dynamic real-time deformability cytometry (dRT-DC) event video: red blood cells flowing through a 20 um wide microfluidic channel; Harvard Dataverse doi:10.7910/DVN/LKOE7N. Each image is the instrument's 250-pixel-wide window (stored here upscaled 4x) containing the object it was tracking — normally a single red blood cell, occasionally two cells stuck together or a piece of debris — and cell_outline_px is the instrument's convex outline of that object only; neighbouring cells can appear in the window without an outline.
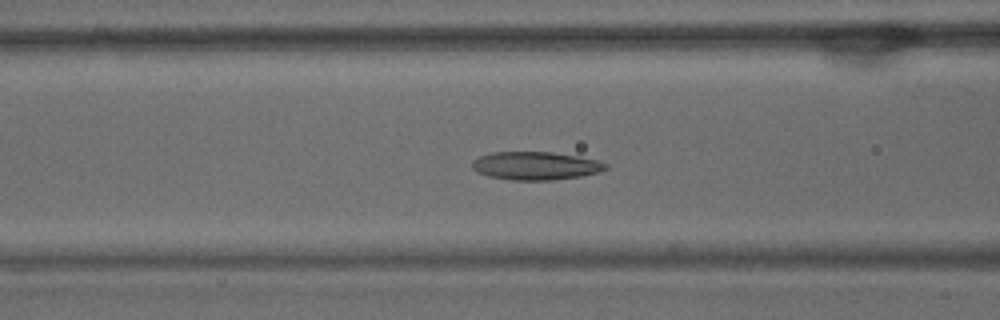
{"species": "common noctule bat (a hibernating species)", "species_latin": "Nyctalus noctula", "temperature_condition": "warm", "stored_images_in_passage": 39, "camera_frame_rate_fps": 3000, "um_per_image_px": 0.085, "animal": {"sex": "male", "body_mass_g": 15.6}, "frame": {"image": 1, "passage_image": 8, "time_ms": 2.333, "image_size_px": [1000, 320], "cell_outline_px": [[608, 168], [596, 172], [580, 176], [552, 180], [512, 180], [488, 176], [476, 172], [472, 168], [472, 160], [480, 156], [492, 152], [552, 152], [576, 156], [596, 160], [608, 164]], "centroid_in_image_um": [45.48, 14.09], "position_along_channel_um": 121.1, "area_um2": 21.79}}
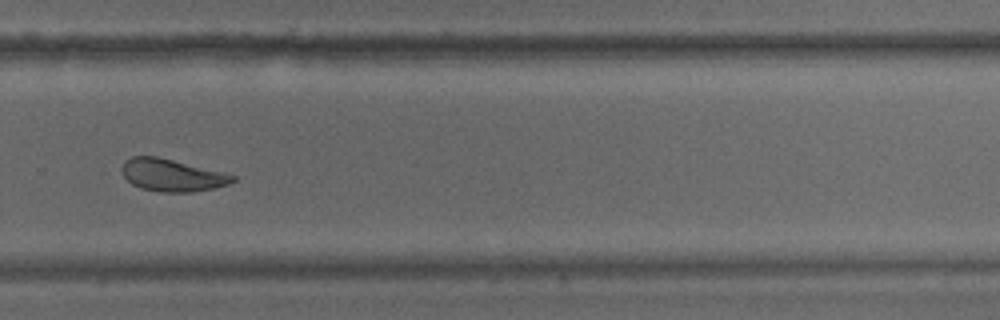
{"frame": {"image": 2, "passage_image": 23, "time_ms": 7.333, "image_size_px": [1000, 320], "cell_outline_px": [[236, 180], [228, 184], [216, 188], [192, 192], [160, 192], [140, 188], [132, 184], [124, 176], [120, 168], [124, 160], [132, 156], [156, 156], [224, 172], [236, 176]], "centroid_in_image_um": [14.61, 14.89], "position_along_channel_um": 315.2, "area_um2": 20.98}}
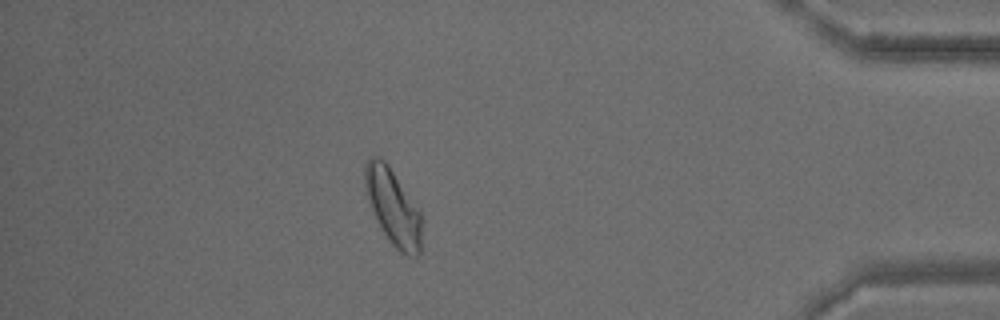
{"frame": {"image": 3, "passage_image": 33, "time_ms": 10.667, "image_size_px": [1000, 320], "cell_outline_px": [[420, 252], [416, 256], [408, 256], [400, 252], [388, 240], [380, 228], [376, 220], [364, 192], [364, 164], [372, 156], [380, 156], [388, 164], [420, 208]], "centroid_in_image_um": [33.37, 17.55], "position_along_channel_um": 401.8, "area_um2": 25.49}, "authors_computed_cell_mechanics": {"area_um2": 22.1952, "velocity_mm_per_s": 3.8885, "shape_relaxation_time_tau1_ms": 7.522, "shape_relaxation_time_tau2_ms": 2.0375, "deformation_change_tau1": 0.1696, "deformation_change_tau2": 0.084}}